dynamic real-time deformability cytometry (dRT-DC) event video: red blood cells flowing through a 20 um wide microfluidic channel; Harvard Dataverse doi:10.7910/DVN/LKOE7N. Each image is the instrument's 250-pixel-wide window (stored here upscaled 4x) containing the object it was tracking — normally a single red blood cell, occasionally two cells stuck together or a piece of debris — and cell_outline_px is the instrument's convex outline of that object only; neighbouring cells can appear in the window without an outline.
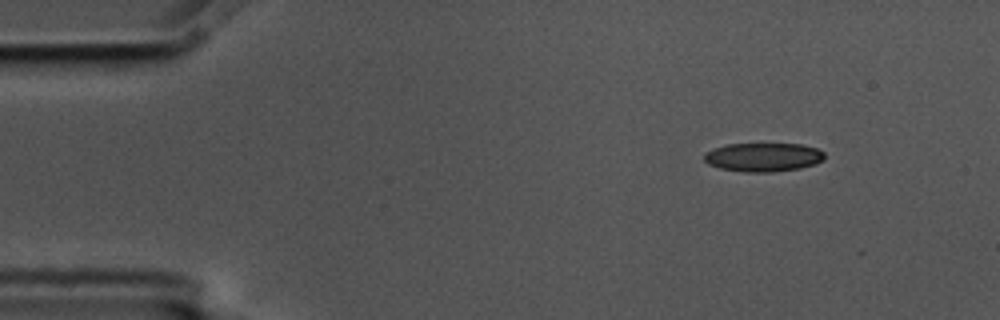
{"species": "common noctule bat (a hibernating species)", "species_latin": "Nyctalus noctula", "temperature_condition": "cold", "stored_images_in_passage": 4, "camera_frame_rate_fps": 3000, "um_per_image_px": 0.085, "animal": {"sex": "male", "body_mass_g": 17.5, "forearm_length_mm": 52.3}, "frame": {"image": 1, "passage_image": 1, "time_ms": 0.0, "image_size_px": [1000, 320], "cell_outline_px": [[824, 160], [800, 168], [772, 172], [744, 172], [720, 168], [708, 164], [704, 160], [704, 156], [708, 152], [716, 148], [728, 144], [800, 144], [816, 148], [824, 152]], "centroid_in_image_um": [64.89, 13.36], "position_along_channel_um": 20.1, "area_um2": 19.94}}
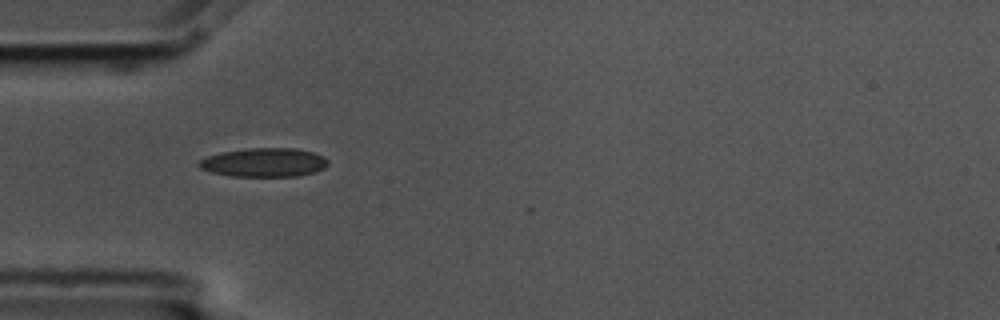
{"frame": {"image": 2, "passage_image": 4, "time_ms": 1.0, "image_size_px": [1000, 320], "cell_outline_px": [[328, 164], [324, 168], [316, 172], [300, 176], [228, 176], [212, 172], [200, 168], [196, 164], [200, 160], [208, 156], [220, 152], [248, 148], [296, 148], [312, 152], [324, 156], [328, 160]], "centroid_in_image_um": [22.46, 13.81], "position_along_channel_um": 62.5, "area_um2": 21.85}}